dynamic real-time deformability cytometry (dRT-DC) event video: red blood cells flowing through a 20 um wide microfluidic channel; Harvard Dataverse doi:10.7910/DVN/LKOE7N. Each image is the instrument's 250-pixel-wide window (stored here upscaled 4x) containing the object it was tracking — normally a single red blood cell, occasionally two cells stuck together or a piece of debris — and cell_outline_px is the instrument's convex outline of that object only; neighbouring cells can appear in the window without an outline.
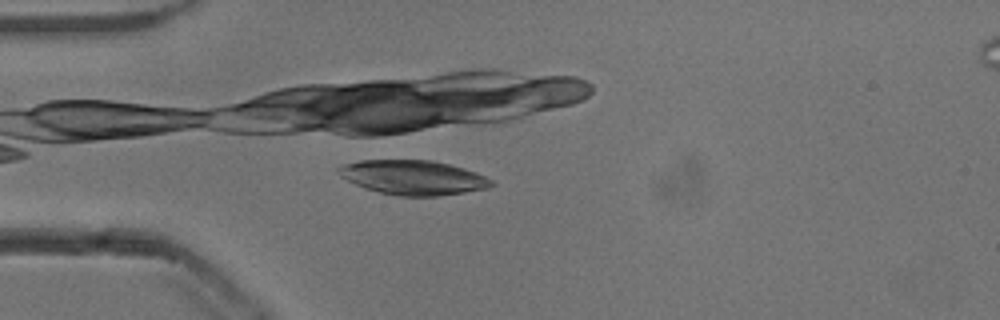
{"species": "common noctule bat (a hibernating species)", "species_latin": "Nyctalus noctula", "temperature_condition": "cold", "stored_images_in_passage": 7, "camera_frame_rate_fps": 3000, "um_per_image_px": 0.085, "animal": {"sex": "male", "body_mass_g": 13.3}, "frame": {"image": 1, "passage_image": 6, "time_ms": 1.667, "image_size_px": [1000, 320], "cell_outline_px": [[496, 184], [488, 188], [464, 192], [436, 196], [400, 196], [380, 192], [364, 188], [340, 176], [336, 172], [336, 168], [344, 164], [360, 160], [432, 160], [464, 168], [476, 172], [492, 180]], "centroid_in_image_um": [35.11, 15.08], "position_along_channel_um": 49.9, "area_um2": 30.69}}